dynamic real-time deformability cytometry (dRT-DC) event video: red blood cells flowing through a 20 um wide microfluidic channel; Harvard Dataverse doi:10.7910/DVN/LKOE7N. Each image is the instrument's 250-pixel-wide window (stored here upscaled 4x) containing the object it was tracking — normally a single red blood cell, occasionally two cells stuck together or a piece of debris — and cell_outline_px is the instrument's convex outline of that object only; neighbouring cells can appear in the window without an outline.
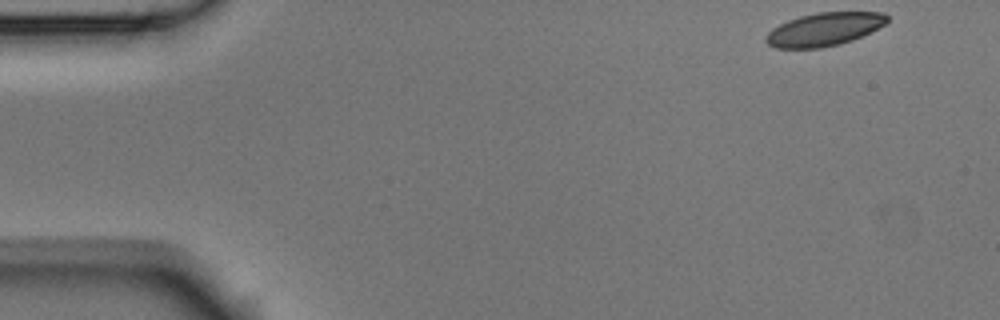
{"species": "Egyptian fruit bat (a non-hibernating species)", "species_latin": "Rousettus aegyptiacus", "temperature_condition": "room temperature", "stored_images_in_passage": 3, "camera_frame_rate_fps": 3000, "um_per_image_px": 0.085, "animal": {"sex": "male"}, "frame": {"image": 1, "passage_image": 1, "time_ms": 0.0, "image_size_px": [1000, 320], "cell_outline_px": [[888, 20], [884, 24], [852, 40], [840, 44], [820, 48], [776, 48], [768, 44], [764, 40], [764, 36], [772, 28], [788, 20], [800, 16], [816, 12], [884, 12], [888, 16]], "centroid_in_image_um": [70.01, 2.49], "position_along_channel_um": 15.0, "area_um2": 23.35}}